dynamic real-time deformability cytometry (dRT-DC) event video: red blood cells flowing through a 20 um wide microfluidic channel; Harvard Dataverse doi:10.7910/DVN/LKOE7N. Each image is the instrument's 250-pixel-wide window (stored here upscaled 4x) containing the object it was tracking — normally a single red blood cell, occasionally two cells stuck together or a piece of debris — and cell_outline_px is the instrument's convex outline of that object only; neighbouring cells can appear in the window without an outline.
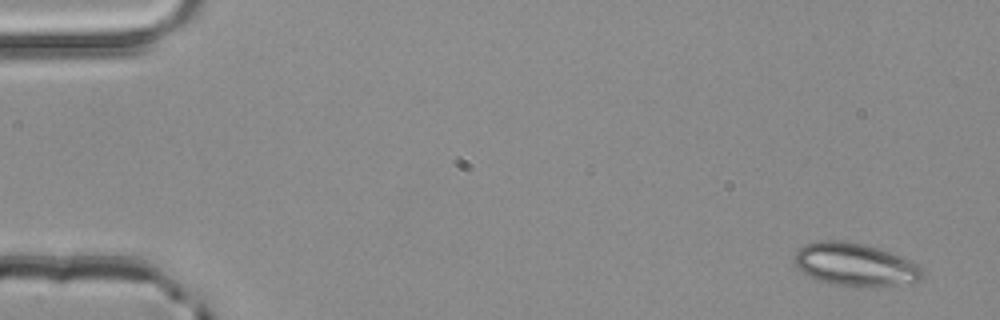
{"species": "common noctule bat (a hibernating species)", "species_latin": "Nyctalus noctula", "temperature_condition": "room temperature", "stored_images_in_passage": 5, "segment_of_instrument_passage": [2, 2], "camera_frame_rate_fps": 3000, "um_per_image_px": 0.085, "animal": {"sex": "male", "body_mass_g": 20.4}, "frame": {"image": 1, "passage_image": 5, "time_ms": 1.333, "image_size_px": [1000, 320], "cell_outline_px": [[924, 276], [920, 280], [912, 284], [876, 288], [828, 284], [804, 272], [792, 260], [796, 252], [804, 244], [820, 240], [840, 240], [864, 244], [900, 256], [920, 264], [924, 268]], "centroid_in_image_um": [72.77, 22.52], "position_along_channel_um": 12.2, "area_um2": 32.54}}